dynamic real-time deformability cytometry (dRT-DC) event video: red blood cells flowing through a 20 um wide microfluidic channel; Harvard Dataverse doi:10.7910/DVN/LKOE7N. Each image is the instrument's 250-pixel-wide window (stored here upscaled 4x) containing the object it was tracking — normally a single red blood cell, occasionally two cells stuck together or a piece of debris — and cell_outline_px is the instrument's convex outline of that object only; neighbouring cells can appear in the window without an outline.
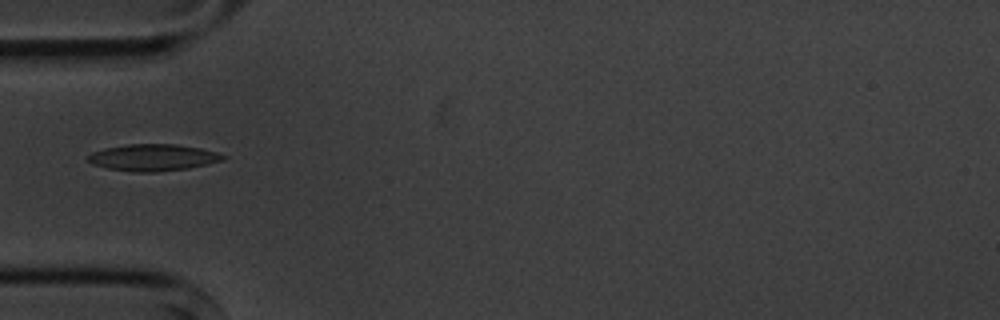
{"species": "common noctule bat (a hibernating species)", "species_latin": "Nyctalus noctula", "temperature_condition": "cold", "stored_images_in_passage": 4, "camera_frame_rate_fps": 3000, "um_per_image_px": 0.085, "animal": {"sex": "male", "body_mass_g": 20.1, "forearm_length_mm": 53.5}, "frame": {"image": 1, "passage_image": 4, "time_ms": 4.333, "image_size_px": [1000, 320], "cell_outline_px": [[228, 156], [224, 160], [188, 168], [156, 172], [132, 172], [108, 168], [92, 164], [88, 160], [88, 156], [92, 152], [104, 148], [128, 144], [176, 144], [200, 148], [216, 152]], "centroid_in_image_um": [13.01, 13.39], "position_along_channel_um": 72.0, "area_um2": 20.98}}